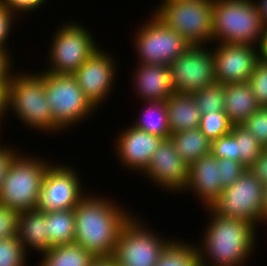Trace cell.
<instances>
[{
	"label": "cell",
	"instance_id": "cell-1",
	"mask_svg": "<svg viewBox=\"0 0 267 266\" xmlns=\"http://www.w3.org/2000/svg\"><path fill=\"white\" fill-rule=\"evenodd\" d=\"M127 210L108 196L88 191L74 208V243L96 258L112 257L122 228L134 215Z\"/></svg>",
	"mask_w": 267,
	"mask_h": 266
},
{
	"label": "cell",
	"instance_id": "cell-2",
	"mask_svg": "<svg viewBox=\"0 0 267 266\" xmlns=\"http://www.w3.org/2000/svg\"><path fill=\"white\" fill-rule=\"evenodd\" d=\"M204 210L210 221L203 229L201 241L195 243L200 266H247L245 263L256 251L257 228L249 222L216 214L210 207Z\"/></svg>",
	"mask_w": 267,
	"mask_h": 266
},
{
	"label": "cell",
	"instance_id": "cell-3",
	"mask_svg": "<svg viewBox=\"0 0 267 266\" xmlns=\"http://www.w3.org/2000/svg\"><path fill=\"white\" fill-rule=\"evenodd\" d=\"M21 71H13L8 83V112L12 111L28 129L48 135L60 134L53 126L52 112L46 101L44 71Z\"/></svg>",
	"mask_w": 267,
	"mask_h": 266
},
{
	"label": "cell",
	"instance_id": "cell-4",
	"mask_svg": "<svg viewBox=\"0 0 267 266\" xmlns=\"http://www.w3.org/2000/svg\"><path fill=\"white\" fill-rule=\"evenodd\" d=\"M212 44L260 46L264 24L254 0H214Z\"/></svg>",
	"mask_w": 267,
	"mask_h": 266
},
{
	"label": "cell",
	"instance_id": "cell-5",
	"mask_svg": "<svg viewBox=\"0 0 267 266\" xmlns=\"http://www.w3.org/2000/svg\"><path fill=\"white\" fill-rule=\"evenodd\" d=\"M49 159L24 154L21 149L10 163L0 187V204L18 212L36 209Z\"/></svg>",
	"mask_w": 267,
	"mask_h": 266
},
{
	"label": "cell",
	"instance_id": "cell-6",
	"mask_svg": "<svg viewBox=\"0 0 267 266\" xmlns=\"http://www.w3.org/2000/svg\"><path fill=\"white\" fill-rule=\"evenodd\" d=\"M46 101L52 112L53 126L59 131L88 121L97 108L84 95L73 75L44 71ZM78 124V125H77Z\"/></svg>",
	"mask_w": 267,
	"mask_h": 266
},
{
	"label": "cell",
	"instance_id": "cell-7",
	"mask_svg": "<svg viewBox=\"0 0 267 266\" xmlns=\"http://www.w3.org/2000/svg\"><path fill=\"white\" fill-rule=\"evenodd\" d=\"M85 27L76 20H65L59 28H55L51 45L48 44L47 67L42 71L73 75L100 48L94 35L88 31L90 29Z\"/></svg>",
	"mask_w": 267,
	"mask_h": 266
},
{
	"label": "cell",
	"instance_id": "cell-8",
	"mask_svg": "<svg viewBox=\"0 0 267 266\" xmlns=\"http://www.w3.org/2000/svg\"><path fill=\"white\" fill-rule=\"evenodd\" d=\"M158 5L153 13L191 45L212 44L214 0H177Z\"/></svg>",
	"mask_w": 267,
	"mask_h": 266
},
{
	"label": "cell",
	"instance_id": "cell-9",
	"mask_svg": "<svg viewBox=\"0 0 267 266\" xmlns=\"http://www.w3.org/2000/svg\"><path fill=\"white\" fill-rule=\"evenodd\" d=\"M135 213L122 228L112 258L117 266H155L172 241L148 227ZM145 223V224H144Z\"/></svg>",
	"mask_w": 267,
	"mask_h": 266
},
{
	"label": "cell",
	"instance_id": "cell-10",
	"mask_svg": "<svg viewBox=\"0 0 267 266\" xmlns=\"http://www.w3.org/2000/svg\"><path fill=\"white\" fill-rule=\"evenodd\" d=\"M148 18L145 23L139 24V28H135L137 31H134L135 36L132 37L137 63L169 66L174 59L185 53L191 44L153 12Z\"/></svg>",
	"mask_w": 267,
	"mask_h": 266
},
{
	"label": "cell",
	"instance_id": "cell-11",
	"mask_svg": "<svg viewBox=\"0 0 267 266\" xmlns=\"http://www.w3.org/2000/svg\"><path fill=\"white\" fill-rule=\"evenodd\" d=\"M264 186L247 168L231 186L221 192L210 208L221 216L249 222L257 229L263 223L266 226L262 220Z\"/></svg>",
	"mask_w": 267,
	"mask_h": 266
},
{
	"label": "cell",
	"instance_id": "cell-12",
	"mask_svg": "<svg viewBox=\"0 0 267 266\" xmlns=\"http://www.w3.org/2000/svg\"><path fill=\"white\" fill-rule=\"evenodd\" d=\"M76 166L52 163L43 178L36 209L42 212L74 209L88 193ZM83 184V185H82ZM84 187V188H83Z\"/></svg>",
	"mask_w": 267,
	"mask_h": 266
},
{
	"label": "cell",
	"instance_id": "cell-13",
	"mask_svg": "<svg viewBox=\"0 0 267 266\" xmlns=\"http://www.w3.org/2000/svg\"><path fill=\"white\" fill-rule=\"evenodd\" d=\"M209 46L191 45L169 64L174 92L193 94L216 81L211 44Z\"/></svg>",
	"mask_w": 267,
	"mask_h": 266
},
{
	"label": "cell",
	"instance_id": "cell-14",
	"mask_svg": "<svg viewBox=\"0 0 267 266\" xmlns=\"http://www.w3.org/2000/svg\"><path fill=\"white\" fill-rule=\"evenodd\" d=\"M104 50L102 47L96 50L73 74L84 95L97 109L110 97L119 71L115 56Z\"/></svg>",
	"mask_w": 267,
	"mask_h": 266
},
{
	"label": "cell",
	"instance_id": "cell-15",
	"mask_svg": "<svg viewBox=\"0 0 267 266\" xmlns=\"http://www.w3.org/2000/svg\"><path fill=\"white\" fill-rule=\"evenodd\" d=\"M212 54L216 82L222 84L248 82L261 58L259 47L239 43H215Z\"/></svg>",
	"mask_w": 267,
	"mask_h": 266
},
{
	"label": "cell",
	"instance_id": "cell-16",
	"mask_svg": "<svg viewBox=\"0 0 267 266\" xmlns=\"http://www.w3.org/2000/svg\"><path fill=\"white\" fill-rule=\"evenodd\" d=\"M188 168L189 166L175 151L172 141L168 138L161 141L148 167L140 176L143 175L159 189L178 195V193L182 194L187 185Z\"/></svg>",
	"mask_w": 267,
	"mask_h": 266
},
{
	"label": "cell",
	"instance_id": "cell-17",
	"mask_svg": "<svg viewBox=\"0 0 267 266\" xmlns=\"http://www.w3.org/2000/svg\"><path fill=\"white\" fill-rule=\"evenodd\" d=\"M121 131L113 139L116 157L123 168L126 167L125 170L128 168V171L142 174L164 138L139 130L133 125L123 127Z\"/></svg>",
	"mask_w": 267,
	"mask_h": 266
},
{
	"label": "cell",
	"instance_id": "cell-18",
	"mask_svg": "<svg viewBox=\"0 0 267 266\" xmlns=\"http://www.w3.org/2000/svg\"><path fill=\"white\" fill-rule=\"evenodd\" d=\"M218 159L209 153L188 168V182L182 192H193L204 208H209L223 191Z\"/></svg>",
	"mask_w": 267,
	"mask_h": 266
},
{
	"label": "cell",
	"instance_id": "cell-19",
	"mask_svg": "<svg viewBox=\"0 0 267 266\" xmlns=\"http://www.w3.org/2000/svg\"><path fill=\"white\" fill-rule=\"evenodd\" d=\"M138 64V65H137ZM132 73L133 91L142 102H165L173 93L169 66L162 64H139Z\"/></svg>",
	"mask_w": 267,
	"mask_h": 266
},
{
	"label": "cell",
	"instance_id": "cell-20",
	"mask_svg": "<svg viewBox=\"0 0 267 266\" xmlns=\"http://www.w3.org/2000/svg\"><path fill=\"white\" fill-rule=\"evenodd\" d=\"M16 236L27 254L28 250L39 254L48 251L52 246L47 240L46 212L38 209L19 212Z\"/></svg>",
	"mask_w": 267,
	"mask_h": 266
},
{
	"label": "cell",
	"instance_id": "cell-21",
	"mask_svg": "<svg viewBox=\"0 0 267 266\" xmlns=\"http://www.w3.org/2000/svg\"><path fill=\"white\" fill-rule=\"evenodd\" d=\"M224 99V111L232 125H242L260 108L248 82L225 84Z\"/></svg>",
	"mask_w": 267,
	"mask_h": 266
},
{
	"label": "cell",
	"instance_id": "cell-22",
	"mask_svg": "<svg viewBox=\"0 0 267 266\" xmlns=\"http://www.w3.org/2000/svg\"><path fill=\"white\" fill-rule=\"evenodd\" d=\"M165 105L171 133L199 127L201 112L193 94L174 92Z\"/></svg>",
	"mask_w": 267,
	"mask_h": 266
},
{
	"label": "cell",
	"instance_id": "cell-23",
	"mask_svg": "<svg viewBox=\"0 0 267 266\" xmlns=\"http://www.w3.org/2000/svg\"><path fill=\"white\" fill-rule=\"evenodd\" d=\"M169 138L188 166L211 153V141L199 128L171 133Z\"/></svg>",
	"mask_w": 267,
	"mask_h": 266
},
{
	"label": "cell",
	"instance_id": "cell-24",
	"mask_svg": "<svg viewBox=\"0 0 267 266\" xmlns=\"http://www.w3.org/2000/svg\"><path fill=\"white\" fill-rule=\"evenodd\" d=\"M37 266H90L96 257L77 244L52 246L41 253Z\"/></svg>",
	"mask_w": 267,
	"mask_h": 266
},
{
	"label": "cell",
	"instance_id": "cell-25",
	"mask_svg": "<svg viewBox=\"0 0 267 266\" xmlns=\"http://www.w3.org/2000/svg\"><path fill=\"white\" fill-rule=\"evenodd\" d=\"M142 103L144 104L143 110L141 109L138 118L131 125L139 130L168 139L171 132L165 102L148 101Z\"/></svg>",
	"mask_w": 267,
	"mask_h": 266
},
{
	"label": "cell",
	"instance_id": "cell-26",
	"mask_svg": "<svg viewBox=\"0 0 267 266\" xmlns=\"http://www.w3.org/2000/svg\"><path fill=\"white\" fill-rule=\"evenodd\" d=\"M46 229L51 246L74 244V209L46 212Z\"/></svg>",
	"mask_w": 267,
	"mask_h": 266
},
{
	"label": "cell",
	"instance_id": "cell-27",
	"mask_svg": "<svg viewBox=\"0 0 267 266\" xmlns=\"http://www.w3.org/2000/svg\"><path fill=\"white\" fill-rule=\"evenodd\" d=\"M185 241L174 238L161 253L155 266H200L196 244Z\"/></svg>",
	"mask_w": 267,
	"mask_h": 266
},
{
	"label": "cell",
	"instance_id": "cell-28",
	"mask_svg": "<svg viewBox=\"0 0 267 266\" xmlns=\"http://www.w3.org/2000/svg\"><path fill=\"white\" fill-rule=\"evenodd\" d=\"M230 134L237 140L238 161L249 168L260 156L264 147L242 125H233Z\"/></svg>",
	"mask_w": 267,
	"mask_h": 266
},
{
	"label": "cell",
	"instance_id": "cell-29",
	"mask_svg": "<svg viewBox=\"0 0 267 266\" xmlns=\"http://www.w3.org/2000/svg\"><path fill=\"white\" fill-rule=\"evenodd\" d=\"M225 84L214 82L207 87L193 93L201 114L210 111H224Z\"/></svg>",
	"mask_w": 267,
	"mask_h": 266
},
{
	"label": "cell",
	"instance_id": "cell-30",
	"mask_svg": "<svg viewBox=\"0 0 267 266\" xmlns=\"http://www.w3.org/2000/svg\"><path fill=\"white\" fill-rule=\"evenodd\" d=\"M232 124L225 111H213L201 114L199 129L212 142L231 133Z\"/></svg>",
	"mask_w": 267,
	"mask_h": 266
},
{
	"label": "cell",
	"instance_id": "cell-31",
	"mask_svg": "<svg viewBox=\"0 0 267 266\" xmlns=\"http://www.w3.org/2000/svg\"><path fill=\"white\" fill-rule=\"evenodd\" d=\"M27 256L17 236L0 240V266H26Z\"/></svg>",
	"mask_w": 267,
	"mask_h": 266
},
{
	"label": "cell",
	"instance_id": "cell-32",
	"mask_svg": "<svg viewBox=\"0 0 267 266\" xmlns=\"http://www.w3.org/2000/svg\"><path fill=\"white\" fill-rule=\"evenodd\" d=\"M252 93L260 107H267V60L260 58L248 79Z\"/></svg>",
	"mask_w": 267,
	"mask_h": 266
},
{
	"label": "cell",
	"instance_id": "cell-33",
	"mask_svg": "<svg viewBox=\"0 0 267 266\" xmlns=\"http://www.w3.org/2000/svg\"><path fill=\"white\" fill-rule=\"evenodd\" d=\"M259 143L267 148V107H260L243 124Z\"/></svg>",
	"mask_w": 267,
	"mask_h": 266
},
{
	"label": "cell",
	"instance_id": "cell-34",
	"mask_svg": "<svg viewBox=\"0 0 267 266\" xmlns=\"http://www.w3.org/2000/svg\"><path fill=\"white\" fill-rule=\"evenodd\" d=\"M211 153L217 159L238 161L237 140L231 134L221 136L211 142Z\"/></svg>",
	"mask_w": 267,
	"mask_h": 266
},
{
	"label": "cell",
	"instance_id": "cell-35",
	"mask_svg": "<svg viewBox=\"0 0 267 266\" xmlns=\"http://www.w3.org/2000/svg\"><path fill=\"white\" fill-rule=\"evenodd\" d=\"M18 17L11 9L0 4V50L12 53V50L8 48V40H10V32L14 28L13 24L14 26L17 25L15 22H17V19H20Z\"/></svg>",
	"mask_w": 267,
	"mask_h": 266
},
{
	"label": "cell",
	"instance_id": "cell-36",
	"mask_svg": "<svg viewBox=\"0 0 267 266\" xmlns=\"http://www.w3.org/2000/svg\"><path fill=\"white\" fill-rule=\"evenodd\" d=\"M218 165L221 173V183L223 189L231 186L245 171L246 167L239 161L230 159H218Z\"/></svg>",
	"mask_w": 267,
	"mask_h": 266
},
{
	"label": "cell",
	"instance_id": "cell-37",
	"mask_svg": "<svg viewBox=\"0 0 267 266\" xmlns=\"http://www.w3.org/2000/svg\"><path fill=\"white\" fill-rule=\"evenodd\" d=\"M19 212L0 204V240L17 235Z\"/></svg>",
	"mask_w": 267,
	"mask_h": 266
},
{
	"label": "cell",
	"instance_id": "cell-38",
	"mask_svg": "<svg viewBox=\"0 0 267 266\" xmlns=\"http://www.w3.org/2000/svg\"><path fill=\"white\" fill-rule=\"evenodd\" d=\"M48 0H0V4L6 8L11 9L18 16L31 12H35L39 8H43L45 2Z\"/></svg>",
	"mask_w": 267,
	"mask_h": 266
},
{
	"label": "cell",
	"instance_id": "cell-39",
	"mask_svg": "<svg viewBox=\"0 0 267 266\" xmlns=\"http://www.w3.org/2000/svg\"><path fill=\"white\" fill-rule=\"evenodd\" d=\"M2 145L0 144V187L2 181L4 180V177L6 176V172L10 163L12 162L14 157L20 152L18 150V147L16 148L15 145L10 146L7 145V143Z\"/></svg>",
	"mask_w": 267,
	"mask_h": 266
},
{
	"label": "cell",
	"instance_id": "cell-40",
	"mask_svg": "<svg viewBox=\"0 0 267 266\" xmlns=\"http://www.w3.org/2000/svg\"><path fill=\"white\" fill-rule=\"evenodd\" d=\"M13 60L10 51L0 50V84L9 83L12 73L15 71Z\"/></svg>",
	"mask_w": 267,
	"mask_h": 266
},
{
	"label": "cell",
	"instance_id": "cell-41",
	"mask_svg": "<svg viewBox=\"0 0 267 266\" xmlns=\"http://www.w3.org/2000/svg\"><path fill=\"white\" fill-rule=\"evenodd\" d=\"M264 185L267 184V148H264L260 156L248 168Z\"/></svg>",
	"mask_w": 267,
	"mask_h": 266
},
{
	"label": "cell",
	"instance_id": "cell-42",
	"mask_svg": "<svg viewBox=\"0 0 267 266\" xmlns=\"http://www.w3.org/2000/svg\"><path fill=\"white\" fill-rule=\"evenodd\" d=\"M8 84H0V131L3 120L7 117L8 114ZM6 115V116H5ZM1 133V132H0Z\"/></svg>",
	"mask_w": 267,
	"mask_h": 266
},
{
	"label": "cell",
	"instance_id": "cell-43",
	"mask_svg": "<svg viewBox=\"0 0 267 266\" xmlns=\"http://www.w3.org/2000/svg\"><path fill=\"white\" fill-rule=\"evenodd\" d=\"M264 26L267 25V0H254Z\"/></svg>",
	"mask_w": 267,
	"mask_h": 266
},
{
	"label": "cell",
	"instance_id": "cell-44",
	"mask_svg": "<svg viewBox=\"0 0 267 266\" xmlns=\"http://www.w3.org/2000/svg\"><path fill=\"white\" fill-rule=\"evenodd\" d=\"M260 57L267 60V25L263 28L262 40L259 46Z\"/></svg>",
	"mask_w": 267,
	"mask_h": 266
},
{
	"label": "cell",
	"instance_id": "cell-45",
	"mask_svg": "<svg viewBox=\"0 0 267 266\" xmlns=\"http://www.w3.org/2000/svg\"><path fill=\"white\" fill-rule=\"evenodd\" d=\"M90 266H117L112 257H99L96 258Z\"/></svg>",
	"mask_w": 267,
	"mask_h": 266
},
{
	"label": "cell",
	"instance_id": "cell-46",
	"mask_svg": "<svg viewBox=\"0 0 267 266\" xmlns=\"http://www.w3.org/2000/svg\"><path fill=\"white\" fill-rule=\"evenodd\" d=\"M262 220L267 224V184L264 186Z\"/></svg>",
	"mask_w": 267,
	"mask_h": 266
},
{
	"label": "cell",
	"instance_id": "cell-47",
	"mask_svg": "<svg viewBox=\"0 0 267 266\" xmlns=\"http://www.w3.org/2000/svg\"><path fill=\"white\" fill-rule=\"evenodd\" d=\"M174 1H177V0H161L160 4H164L166 2H174Z\"/></svg>",
	"mask_w": 267,
	"mask_h": 266
}]
</instances>
